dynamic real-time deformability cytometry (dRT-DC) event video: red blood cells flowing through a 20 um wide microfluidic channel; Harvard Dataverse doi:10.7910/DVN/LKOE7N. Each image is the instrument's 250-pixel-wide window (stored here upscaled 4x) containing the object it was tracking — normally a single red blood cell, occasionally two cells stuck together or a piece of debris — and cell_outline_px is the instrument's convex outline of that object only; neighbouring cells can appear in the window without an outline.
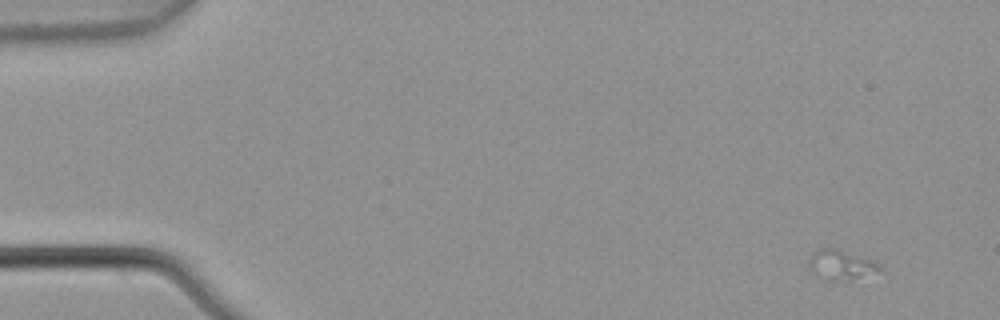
{"species": "common noctule bat (a hibernating species)", "species_latin": "Nyctalus noctula", "temperature_condition": "warm", "stored_images_in_passage": 2, "camera_frame_rate_fps": 3000, "um_per_image_px": 0.085, "animal": {"sex": "male", "body_mass_g": 21.5, "forearm_length_mm": 52.0}, "frame": {"image": 1, "passage_image": 1, "time_ms": 0.0, "image_size_px": [1000, 320], "cell_outline_px": [[880, 272], [848, 280], [824, 280], [812, 272], [808, 264], [808, 260], [820, 248], [836, 248], [868, 260], [876, 264], [880, 268]], "centroid_in_image_um": [71.42, 22.54], "position_along_channel_um": 13.6, "area_um2": 11.79}}